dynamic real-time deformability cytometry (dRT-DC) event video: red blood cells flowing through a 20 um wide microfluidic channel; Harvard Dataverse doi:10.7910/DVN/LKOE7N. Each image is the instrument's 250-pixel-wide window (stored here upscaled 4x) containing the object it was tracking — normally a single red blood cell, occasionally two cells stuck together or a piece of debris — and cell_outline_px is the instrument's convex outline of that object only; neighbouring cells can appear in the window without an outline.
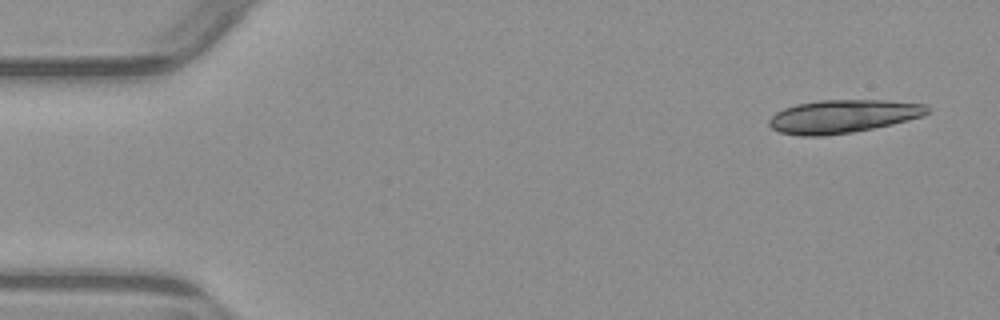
{"species": "common noctule bat (a hibernating species)", "species_latin": "Nyctalus noctula", "temperature_condition": "warm", "stored_images_in_passage": 5, "camera_frame_rate_fps": 3000, "um_per_image_px": 0.085, "animal": {"sex": "male", "body_mass_g": 23.1, "forearm_length_mm": 52.7}, "frame": {"image": 1, "passage_image": 1, "time_ms": 0.0, "image_size_px": [1000, 320], "cell_outline_px": [[928, 112], [924, 116], [892, 124], [852, 132], [824, 136], [800, 136], [780, 132], [772, 128], [768, 124], [768, 120], [776, 112], [784, 108], [796, 104], [820, 100], [888, 100], [928, 104]], "centroid_in_image_um": [71.65, 9.88], "position_along_channel_um": 13.3, "area_um2": 30.69}}
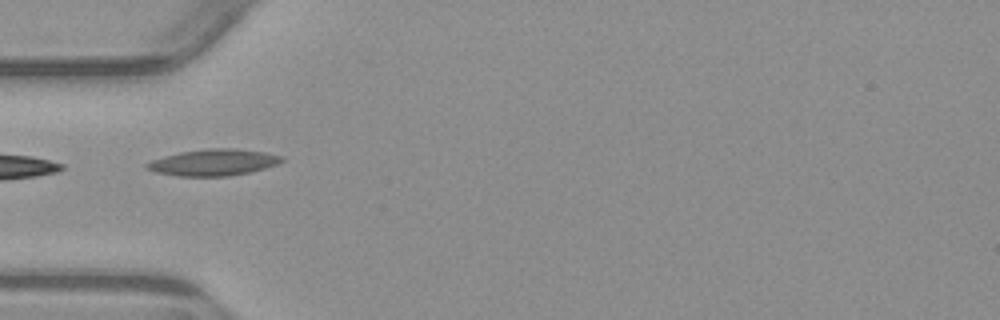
{"frame": {"image": 2, "passage_image": 5, "time_ms": 4.667, "image_size_px": [1000, 320], "cell_outline_px": [[284, 160], [276, 164], [252, 172], [228, 176], [176, 176], [156, 172], [144, 168], [144, 164], [152, 160], [164, 156], [180, 152], [208, 148], [232, 148], [264, 152], [284, 156]], "centroid_in_image_um": [18.12, 13.81], "position_along_channel_um": 66.9, "area_um2": 20.87}}